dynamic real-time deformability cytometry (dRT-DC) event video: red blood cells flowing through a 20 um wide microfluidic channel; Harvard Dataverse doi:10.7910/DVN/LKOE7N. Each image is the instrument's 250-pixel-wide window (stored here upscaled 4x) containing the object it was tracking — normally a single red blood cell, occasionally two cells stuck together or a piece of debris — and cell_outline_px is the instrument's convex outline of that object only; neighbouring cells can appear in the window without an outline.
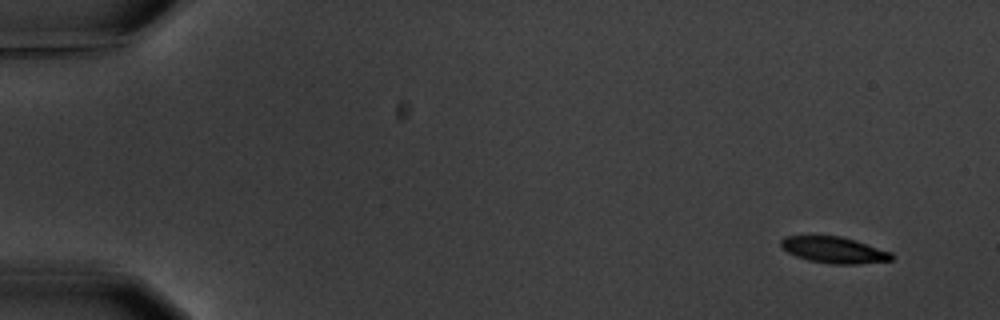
{"species": "common noctule bat (a hibernating species)", "species_latin": "Nyctalus noctula", "temperature_condition": "warm", "stored_images_in_passage": 5, "segment_of_instrument_passage": [1, 2], "camera_frame_rate_fps": 3000, "um_per_image_px": 0.085, "animal": {"sex": "male", "body_mass_g": 20.1, "forearm_length_mm": 53.5}, "frame": {"image": 1, "passage_image": 1, "time_ms": 0.0, "image_size_px": [1000, 320], "cell_outline_px": [[892, 260], [856, 264], [832, 264], [808, 260], [796, 256], [788, 252], [780, 244], [780, 240], [784, 236], [840, 236], [856, 240], [892, 252]], "centroid_in_image_um": [70.9, 21.24], "position_along_channel_um": 14.1, "area_um2": 16.88}}